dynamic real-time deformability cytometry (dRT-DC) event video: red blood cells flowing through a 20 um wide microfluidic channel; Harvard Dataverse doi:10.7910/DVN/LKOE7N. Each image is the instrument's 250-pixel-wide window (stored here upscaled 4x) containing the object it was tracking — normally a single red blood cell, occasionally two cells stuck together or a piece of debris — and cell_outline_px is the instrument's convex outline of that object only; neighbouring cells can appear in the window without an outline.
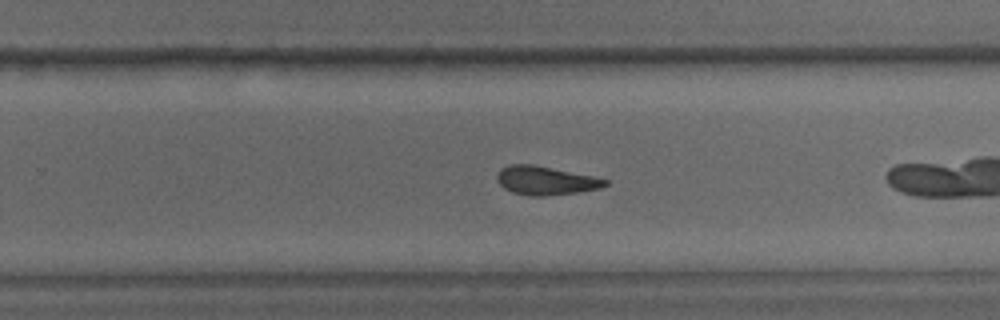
{"species": "common noctule bat (a hibernating species)", "species_latin": "Nyctalus noctula", "temperature_condition": "warm", "stored_images_in_passage": 31, "camera_frame_rate_fps": 3000, "um_per_image_px": 0.085, "animal": {"sex": "male", "body_mass_g": 15.6}, "frame": {"image": 1, "passage_image": 18, "time_ms": 5.667, "image_size_px": [1000, 320], "cell_outline_px": [[608, 184], [600, 188], [576, 192], [544, 196], [532, 196], [512, 192], [504, 188], [496, 180], [496, 176], [500, 168], [508, 164], [532, 164], [592, 176], [608, 180]], "centroid_in_image_um": [46.32, 15.34], "position_along_channel_um": 283.5, "area_um2": 17.92}, "authors_computed_cell_mechanics": {"area_um2": 18.3226, "velocity_mm_per_s": 3.8529, "shape_relaxation_time_tau1_ms": 3.8087, "shape_relaxation_time_tau2_ms": 2.5576, "deformation_change_tau1": 0.1218, "deformation_change_tau2": 0.0958}}